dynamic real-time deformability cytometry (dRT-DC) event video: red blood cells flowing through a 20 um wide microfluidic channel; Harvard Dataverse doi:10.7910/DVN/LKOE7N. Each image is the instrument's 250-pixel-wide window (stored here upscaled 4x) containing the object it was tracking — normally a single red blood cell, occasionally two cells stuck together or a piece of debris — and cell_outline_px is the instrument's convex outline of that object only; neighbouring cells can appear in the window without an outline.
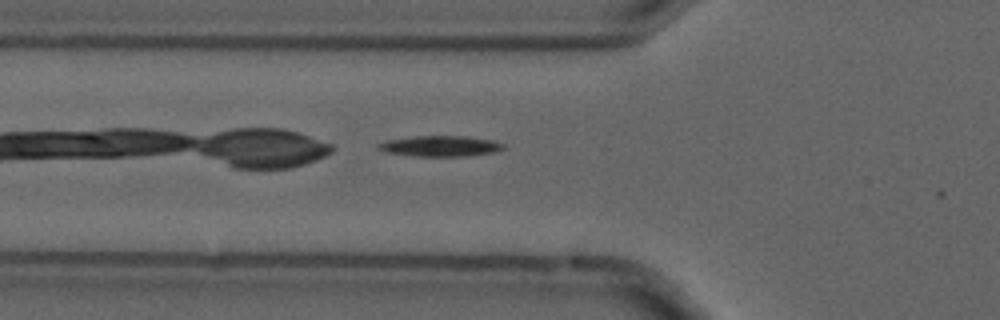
{"species": "common noctule bat (a hibernating species)", "species_latin": "Nyctalus noctula", "temperature_condition": "cold", "stored_images_in_passage": 4, "camera_frame_rate_fps": 3000, "um_per_image_px": 0.085, "animal": {"sex": "male", "forearm_length_mm": 52.5}, "frame": {"image": 1, "passage_image": 3, "time_ms": 0.667, "image_size_px": [1000, 320], "cell_outline_px": [[504, 148], [496, 152], [468, 156], [412, 156], [388, 152], [376, 148], [376, 144], [384, 140], [412, 136], [468, 136], [492, 140], [504, 144]], "centroid_in_image_um": [37.4, 12.41], "position_along_channel_um": 88.4, "area_um2": 15.26}}